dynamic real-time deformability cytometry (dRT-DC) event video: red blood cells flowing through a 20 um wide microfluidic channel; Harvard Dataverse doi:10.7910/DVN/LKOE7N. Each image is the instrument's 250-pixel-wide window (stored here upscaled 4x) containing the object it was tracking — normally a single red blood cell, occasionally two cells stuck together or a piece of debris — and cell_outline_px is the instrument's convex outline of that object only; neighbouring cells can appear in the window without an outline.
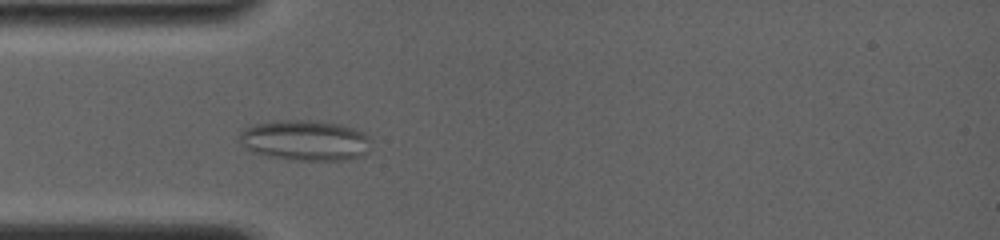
{"species": "common noctule bat (a hibernating species)", "species_latin": "Nyctalus noctula", "temperature_condition": "room temperature", "stored_images_in_passage": 7, "camera_frame_rate_fps": 4000, "um_per_image_px": 0.085, "animal": {"sex": "female", "body_mass_g": 19.0, "forearm_length_mm": 56.7}, "frame": {"image": 1, "passage_image": 7, "time_ms": 4.25, "image_size_px": [1000, 240], "cell_outline_px": [[368, 152], [364, 156], [344, 160], [296, 160], [268, 156], [252, 152], [244, 148], [240, 140], [240, 132], [244, 128], [256, 124], [284, 120], [316, 120], [340, 124], [364, 132], [368, 136]], "centroid_in_image_um": [25.94, 11.93], "position_along_channel_um": 59.1, "area_um2": 31.04}}